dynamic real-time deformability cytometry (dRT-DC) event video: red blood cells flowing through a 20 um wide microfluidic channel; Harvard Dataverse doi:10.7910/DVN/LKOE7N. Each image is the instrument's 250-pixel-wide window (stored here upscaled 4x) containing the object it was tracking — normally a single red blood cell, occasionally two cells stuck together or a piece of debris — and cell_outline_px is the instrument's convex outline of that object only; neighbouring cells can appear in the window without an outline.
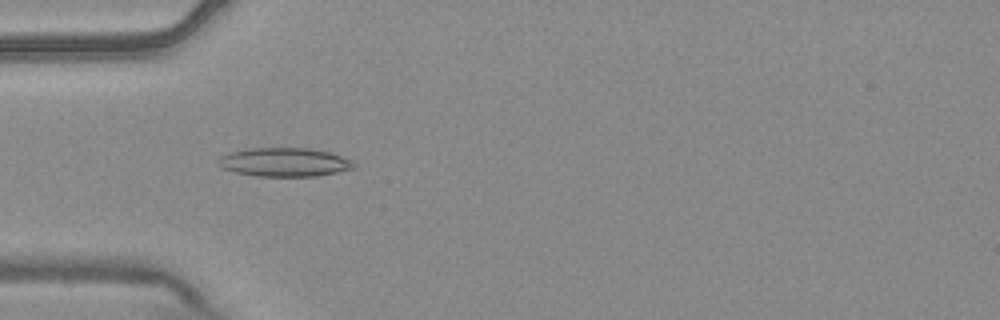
{"species": "common noctule bat (a hibernating species)", "species_latin": "Nyctalus noctula", "temperature_condition": "warm", "stored_images_in_passage": 7, "camera_frame_rate_fps": 3000, "um_per_image_px": 0.085, "animal": {"sex": "male", "body_mass_g": 20.4}, "frame": {"image": 1, "passage_image": 5, "time_ms": 1.333, "image_size_px": [1000, 320], "cell_outline_px": [[356, 168], [316, 176], [256, 176], [236, 172], [220, 168], [216, 160], [220, 156], [228, 152], [248, 148], [308, 148], [328, 152], [352, 160], [356, 164]], "centroid_in_image_um": [24.13, 13.78], "position_along_channel_um": 60.9, "area_um2": 22.83}}
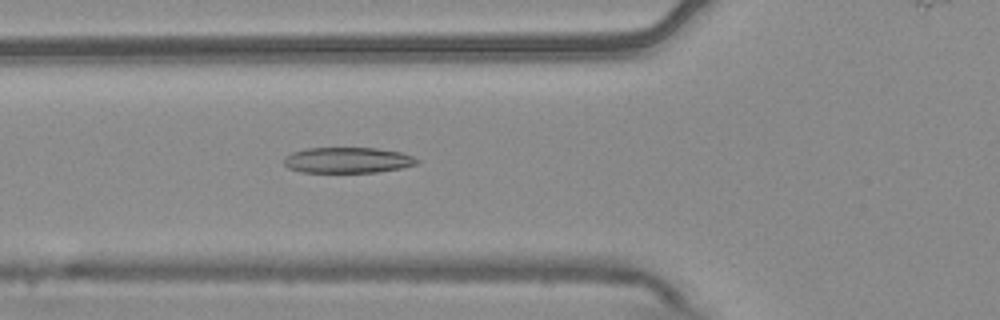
{"frame": {"image": 2, "passage_image": 6, "time_ms": 1.667, "image_size_px": [1000, 320], "cell_outline_px": [[420, 160], [416, 164], [400, 168], [376, 172], [300, 172], [288, 168], [284, 164], [284, 156], [292, 152], [308, 148], [376, 148], [400, 152], [412, 156]], "centroid_in_image_um": [29.51, 13.61], "position_along_channel_um": 96.3, "area_um2": 19.88}}